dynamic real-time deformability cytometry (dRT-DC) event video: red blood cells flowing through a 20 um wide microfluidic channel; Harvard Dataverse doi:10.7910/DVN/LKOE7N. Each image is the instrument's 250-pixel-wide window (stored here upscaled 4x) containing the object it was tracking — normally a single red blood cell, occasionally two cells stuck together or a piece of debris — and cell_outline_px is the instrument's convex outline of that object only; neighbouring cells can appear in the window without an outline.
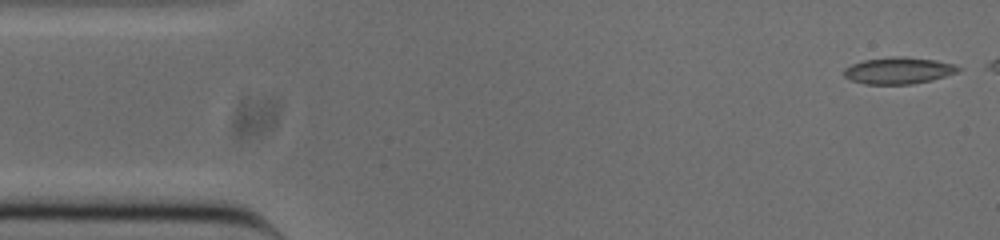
{"species": "common noctule bat (a hibernating species)", "species_latin": "Nyctalus noctula", "temperature_condition": "cold", "stored_images_in_passage": 41, "camera_frame_rate_fps": 3000, "um_per_image_px": 0.085, "animal": {"sex": "male", "body_mass_g": 20.0, "forearm_length_mm": 53.3}, "frame": {"image": 1, "passage_image": 1, "time_ms": 0.0, "image_size_px": [1000, 240], "cell_outline_px": [[964, 68], [960, 72], [932, 80], [912, 84], [864, 84], [852, 80], [844, 76], [844, 68], [852, 64], [864, 60], [892, 56], [904, 56], [936, 60], [956, 64]], "centroid_in_image_um": [76.44, 5.99], "position_along_channel_um": 8.6, "area_um2": 18.03}}
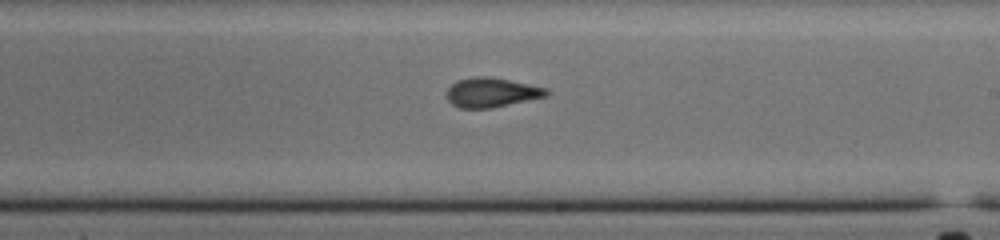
{"frame": {"image": 2, "passage_image": 28, "time_ms": 9.0, "image_size_px": [1000, 240], "cell_outline_px": [[548, 96], [492, 108], [460, 108], [452, 104], [448, 100], [448, 88], [456, 80], [472, 76], [492, 76], [548, 88]], "centroid_in_image_um": [41.8, 7.84], "position_along_channel_um": 247.2, "area_um2": 17.28}}
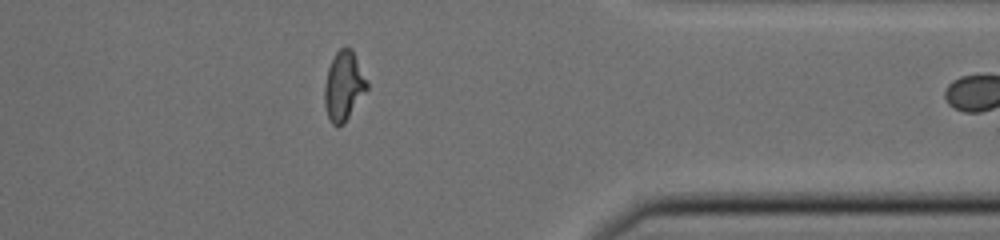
{"frame": {"image": 3, "passage_image": 40, "time_ms": 13.0, "image_size_px": [1000, 240], "cell_outline_px": [[368, 88], [344, 124], [336, 128], [332, 124], [328, 116], [324, 104], [324, 84], [328, 68], [336, 52], [340, 48], [352, 48], [368, 84]], "centroid_in_image_um": [29.2, 7.34], "position_along_channel_um": 382.2, "area_um2": 17.05}}